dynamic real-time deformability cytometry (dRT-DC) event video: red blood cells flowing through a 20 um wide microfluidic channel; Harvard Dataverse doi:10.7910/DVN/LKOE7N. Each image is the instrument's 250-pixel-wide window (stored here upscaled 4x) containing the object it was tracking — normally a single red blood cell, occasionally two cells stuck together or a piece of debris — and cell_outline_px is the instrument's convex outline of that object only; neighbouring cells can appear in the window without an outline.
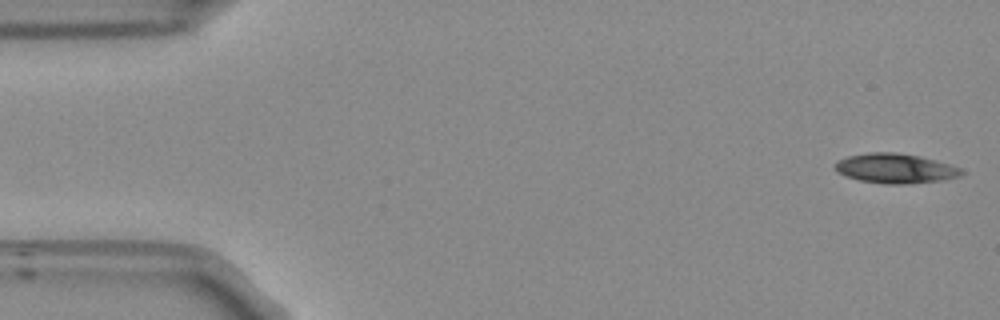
{"species": "Egyptian fruit bat (a non-hibernating species)", "species_latin": "Rousettus aegyptiacus", "temperature_condition": "room temperature", "stored_images_in_passage": 11, "camera_frame_rate_fps": 3000, "um_per_image_px": 0.085, "frame": {"image": 1, "passage_image": 1, "time_ms": 0.0, "image_size_px": [1000, 320], "cell_outline_px": [[964, 172], [960, 176], [944, 180], [904, 184], [888, 184], [860, 180], [836, 172], [836, 160], [848, 156], [868, 152], [896, 152], [920, 156], [936, 160], [960, 168]], "centroid_in_image_um": [76.11, 14.3], "position_along_channel_um": 8.9, "area_um2": 21.79}}